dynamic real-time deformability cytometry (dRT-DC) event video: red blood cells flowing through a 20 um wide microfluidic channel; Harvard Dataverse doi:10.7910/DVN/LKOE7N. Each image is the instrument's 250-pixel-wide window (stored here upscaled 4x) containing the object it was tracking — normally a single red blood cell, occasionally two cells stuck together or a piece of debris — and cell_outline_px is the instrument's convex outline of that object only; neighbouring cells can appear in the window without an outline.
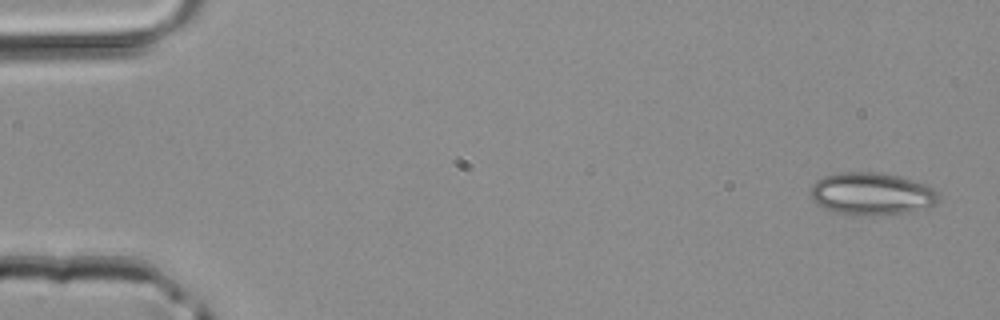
{"species": "common noctule bat (a hibernating species)", "species_latin": "Nyctalus noctula", "temperature_condition": "room temperature", "stored_images_in_passage": 3, "camera_frame_rate_fps": 3000, "um_per_image_px": 0.085, "animal": {"sex": "male", "body_mass_g": 20.4}, "frame": {"image": 1, "passage_image": 1, "time_ms": 0.0, "image_size_px": [1000, 320], "cell_outline_px": [[940, 200], [936, 204], [904, 212], [872, 216], [868, 216], [836, 212], [812, 200], [812, 184], [816, 180], [824, 176], [840, 172], [876, 172], [896, 176], [928, 184], [936, 192]], "centroid_in_image_um": [74.09, 16.46], "position_along_channel_um": 10.9, "area_um2": 31.15}}